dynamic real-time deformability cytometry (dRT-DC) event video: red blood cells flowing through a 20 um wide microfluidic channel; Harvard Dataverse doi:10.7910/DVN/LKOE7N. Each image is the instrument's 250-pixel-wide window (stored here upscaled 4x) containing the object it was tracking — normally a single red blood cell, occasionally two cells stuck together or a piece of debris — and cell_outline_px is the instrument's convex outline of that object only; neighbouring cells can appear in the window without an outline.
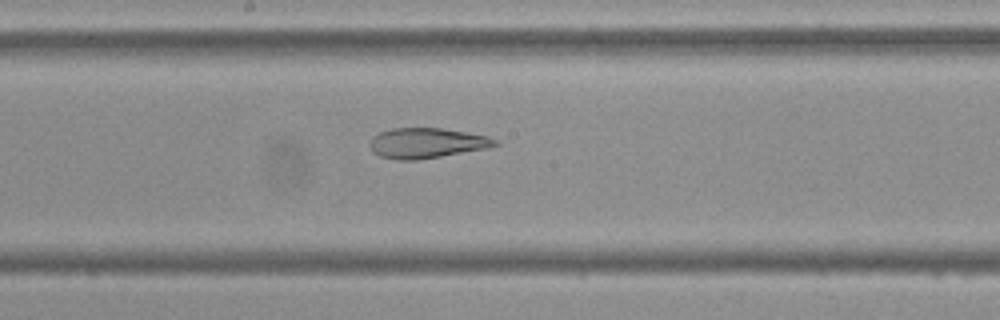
{"species": "Egyptian fruit bat (a non-hibernating species)", "species_latin": "Rousettus aegyptiacus", "temperature_condition": "cold", "stored_images_in_passage": 39, "camera_frame_rate_fps": 3000, "um_per_image_px": 0.085, "frame": {"image": 1, "passage_image": 23, "time_ms": 7.333, "image_size_px": [1000, 320], "cell_outline_px": [[500, 144], [488, 148], [416, 160], [400, 160], [380, 156], [372, 152], [368, 144], [372, 136], [380, 132], [392, 128], [444, 128], [488, 136], [500, 140]], "centroid_in_image_um": [36.27, 12.15], "position_along_channel_um": 211.9, "area_um2": 22.2}}
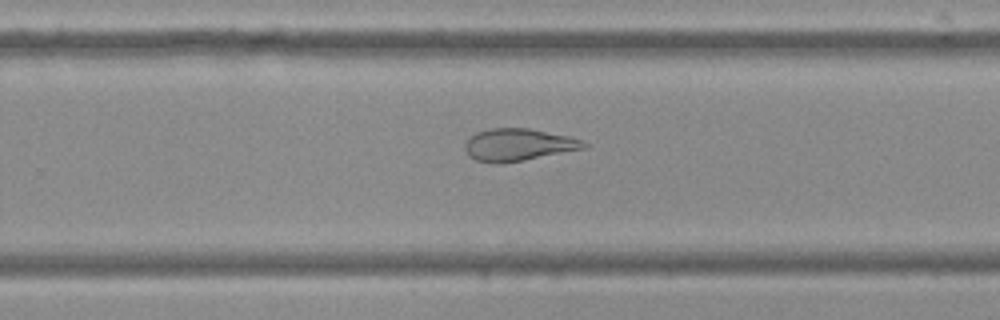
{"frame": {"image": 2, "passage_image": 29, "time_ms": 9.333, "image_size_px": [1000, 320], "cell_outline_px": [[588, 148], [524, 160], [500, 164], [496, 164], [476, 160], [468, 156], [464, 148], [464, 144], [476, 132], [492, 128], [528, 128], [568, 136], [580, 140], [588, 144]], "centroid_in_image_um": [44.05, 12.32], "position_along_channel_um": 285.8, "area_um2": 22.37}}
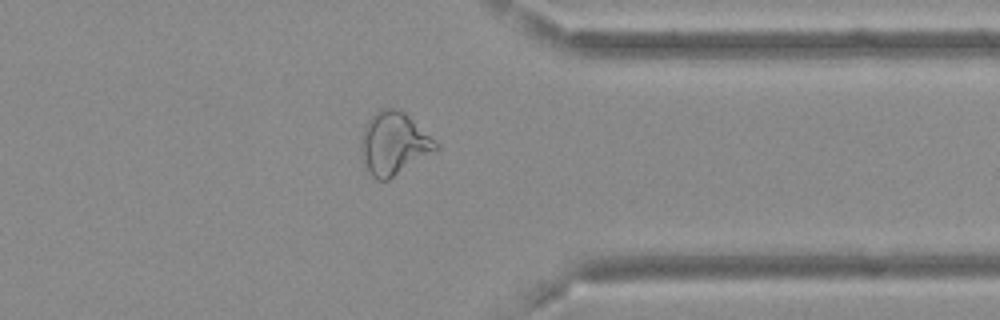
{"frame": {"image": 3, "passage_image": 37, "time_ms": 12.0, "image_size_px": [1000, 320], "cell_outline_px": [[440, 148], [436, 152], [388, 180], [376, 180], [364, 168], [360, 152], [360, 136], [368, 120], [380, 108], [396, 108], [404, 112], [440, 144]], "centroid_in_image_um": [33.47, 12.23], "position_along_channel_um": 377.9, "area_um2": 27.8}}